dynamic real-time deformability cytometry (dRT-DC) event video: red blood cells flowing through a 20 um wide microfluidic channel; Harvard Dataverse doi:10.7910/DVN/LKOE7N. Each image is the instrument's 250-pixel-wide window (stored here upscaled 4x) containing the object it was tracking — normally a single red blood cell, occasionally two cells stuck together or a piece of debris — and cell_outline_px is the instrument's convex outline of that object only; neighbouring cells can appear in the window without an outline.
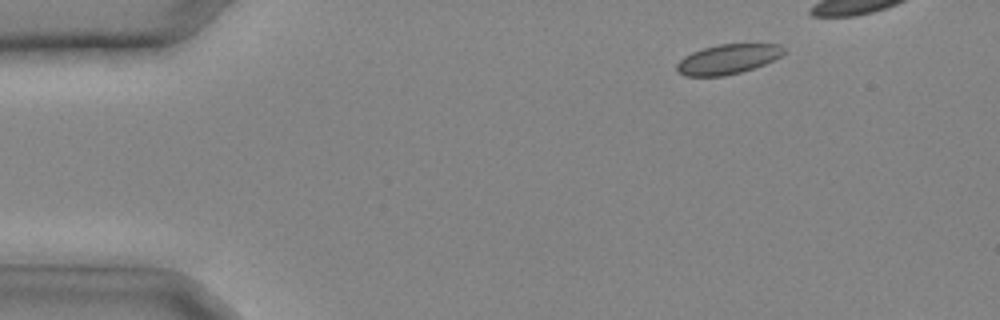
{"species": "common noctule bat (a hibernating species)", "species_latin": "Nyctalus noctula", "temperature_condition": "cold", "stored_images_in_passage": 10, "camera_frame_rate_fps": 3000, "um_per_image_px": 0.085, "animal": {"sex": "male", "body_mass_g": 20.4}, "frame": {"image": 1, "passage_image": 4, "time_ms": 1.0, "image_size_px": [1000, 320], "cell_outline_px": [[788, 52], [764, 64], [740, 72], [724, 76], [684, 76], [676, 72], [676, 64], [684, 56], [692, 52], [704, 48], [720, 44], [780, 44], [788, 48]], "centroid_in_image_um": [61.88, 5.02], "position_along_channel_um": 23.1, "area_um2": 18.67}}